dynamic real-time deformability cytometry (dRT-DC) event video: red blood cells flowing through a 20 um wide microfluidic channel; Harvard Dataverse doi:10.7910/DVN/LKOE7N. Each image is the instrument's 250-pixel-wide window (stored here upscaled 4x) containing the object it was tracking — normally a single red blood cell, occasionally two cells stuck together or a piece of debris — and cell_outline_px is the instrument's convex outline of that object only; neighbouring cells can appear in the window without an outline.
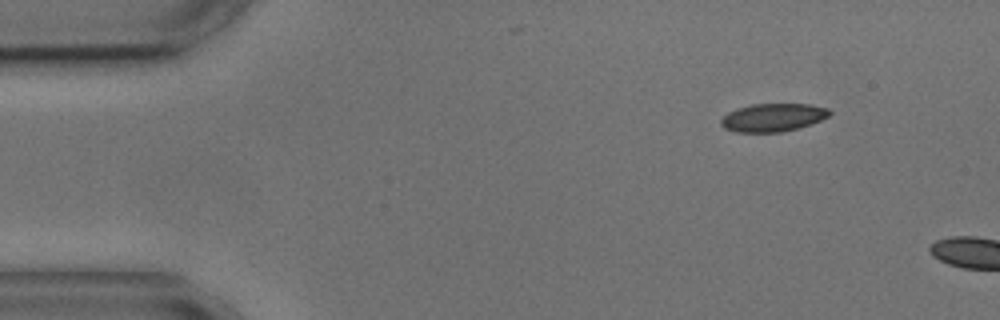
{"species": "common noctule bat (a hibernating species)", "species_latin": "Nyctalus noctula", "temperature_condition": "cold", "stored_images_in_passage": 5, "segment_of_instrument_passage": [2, 2], "camera_frame_rate_fps": 3000, "um_per_image_px": 0.085, "animal": {"sex": "male", "body_mass_g": 17.9, "forearm_length_mm": 54.2}, "frame": {"image": 1, "passage_image": 5, "time_ms": 6.333, "image_size_px": [1000, 320], "cell_outline_px": [[832, 112], [828, 116], [812, 124], [780, 132], [736, 132], [724, 128], [720, 124], [720, 120], [728, 112], [736, 108], [752, 104], [808, 104], [828, 108]], "centroid_in_image_um": [65.68, 9.98], "position_along_channel_um": 19.3, "area_um2": 17.74}}